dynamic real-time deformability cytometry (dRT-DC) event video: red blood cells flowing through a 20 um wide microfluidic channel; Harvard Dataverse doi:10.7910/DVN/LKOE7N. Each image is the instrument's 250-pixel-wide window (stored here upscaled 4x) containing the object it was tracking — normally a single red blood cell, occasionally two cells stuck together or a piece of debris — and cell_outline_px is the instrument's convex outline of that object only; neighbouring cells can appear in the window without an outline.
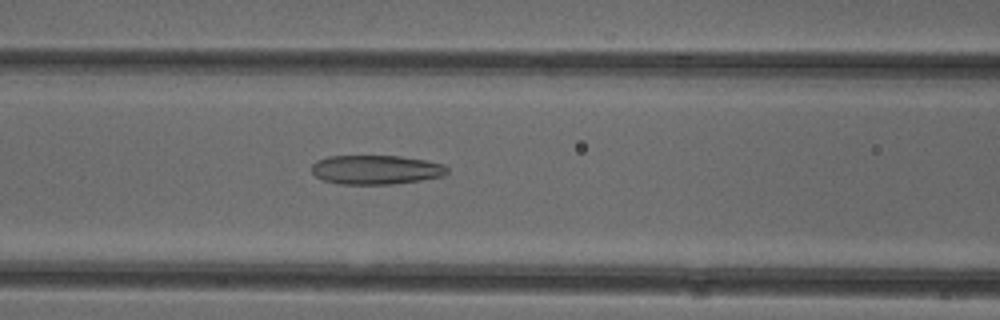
{"species": "common noctule bat (a hibernating species)", "species_latin": "Nyctalus noctula", "temperature_condition": "cold", "stored_images_in_passage": 42, "camera_frame_rate_fps": 3000, "um_per_image_px": 0.085, "animal": {"sex": "female"}, "frame": {"image": 1, "passage_image": 12, "time_ms": 3.667, "image_size_px": [1000, 320], "cell_outline_px": [[448, 172], [444, 176], [420, 180], [392, 184], [340, 184], [324, 180], [316, 176], [312, 172], [312, 164], [316, 160], [328, 156], [400, 156], [424, 160], [444, 164], [448, 168]], "centroid_in_image_um": [31.96, 14.42], "position_along_channel_um": 134.6, "area_um2": 23.06}}
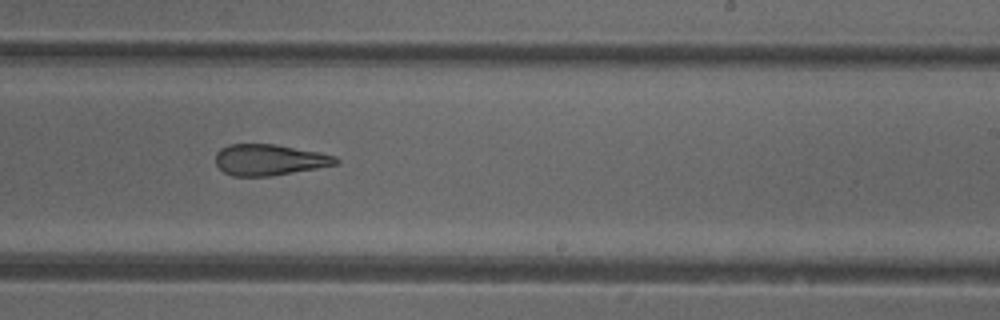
{"frame": {"image": 2, "passage_image": 22, "time_ms": 7.0, "image_size_px": [1000, 320], "cell_outline_px": [[340, 164], [268, 176], [232, 176], [224, 172], [216, 164], [216, 152], [220, 148], [228, 144], [276, 144], [320, 152], [336, 156], [340, 160]], "centroid_in_image_um": [22.91, 13.57], "position_along_channel_um": 266.1, "area_um2": 21.85}}
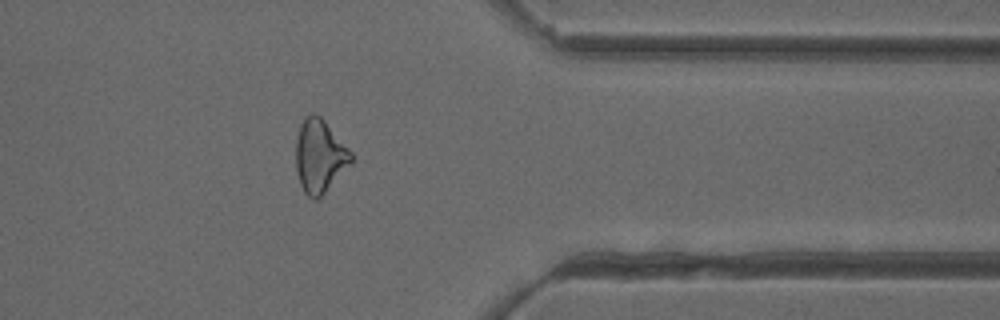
{"frame": {"image": 3, "passage_image": 32, "time_ms": 10.333, "image_size_px": [1000, 320], "cell_outline_px": [[352, 164], [316, 200], [308, 196], [304, 192], [300, 184], [296, 168], [296, 140], [300, 124], [312, 112], [316, 112], [324, 120], [352, 152]], "centroid_in_image_um": [27.17, 13.26], "position_along_channel_um": 384.2, "area_um2": 23.41}, "authors_computed_cell_mechanics": {"area_um2": 23.6402, "velocity_mm_per_s": 3.9454, "shape_relaxation_time_tau1_ms": null, "shape_relaxation_time_tau2_ms": 3.2024, "deformation_change_tau1": null, "deformation_change_tau2": 0.1461}}